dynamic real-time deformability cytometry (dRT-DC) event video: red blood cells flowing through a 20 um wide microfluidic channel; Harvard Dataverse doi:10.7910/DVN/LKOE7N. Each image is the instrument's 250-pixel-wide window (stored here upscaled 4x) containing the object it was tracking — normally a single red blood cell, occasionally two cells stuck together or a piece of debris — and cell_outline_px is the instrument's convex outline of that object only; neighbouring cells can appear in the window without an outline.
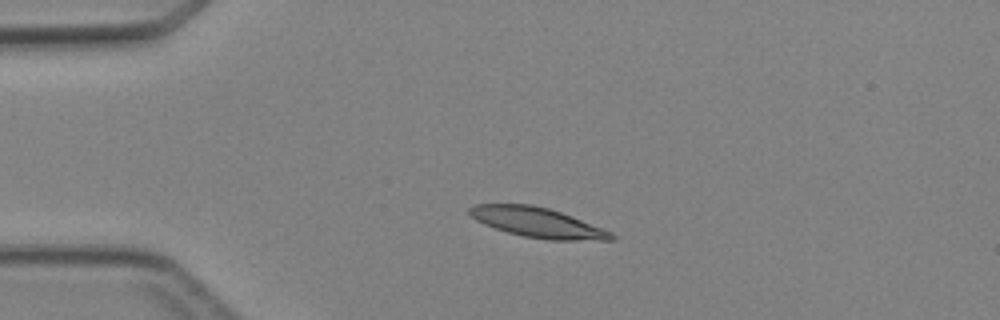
{"species": "Egyptian fruit bat (a non-hibernating species)", "species_latin": "Rousettus aegyptiacus", "temperature_condition": "cold", "stored_images_in_passage": 3, "camera_frame_rate_fps": 3000, "um_per_image_px": 0.085, "animal": {"sex": "female"}, "frame": {"image": 1, "passage_image": 2, "time_ms": 2.0, "image_size_px": [1000, 320], "cell_outline_px": [[616, 240], [548, 240], [524, 236], [508, 232], [484, 224], [476, 220], [468, 212], [468, 208], [472, 204], [532, 204], [548, 208], [572, 216], [612, 232], [616, 236]], "centroid_in_image_um": [45.7, 18.91], "position_along_channel_um": 39.3, "area_um2": 24.62}}